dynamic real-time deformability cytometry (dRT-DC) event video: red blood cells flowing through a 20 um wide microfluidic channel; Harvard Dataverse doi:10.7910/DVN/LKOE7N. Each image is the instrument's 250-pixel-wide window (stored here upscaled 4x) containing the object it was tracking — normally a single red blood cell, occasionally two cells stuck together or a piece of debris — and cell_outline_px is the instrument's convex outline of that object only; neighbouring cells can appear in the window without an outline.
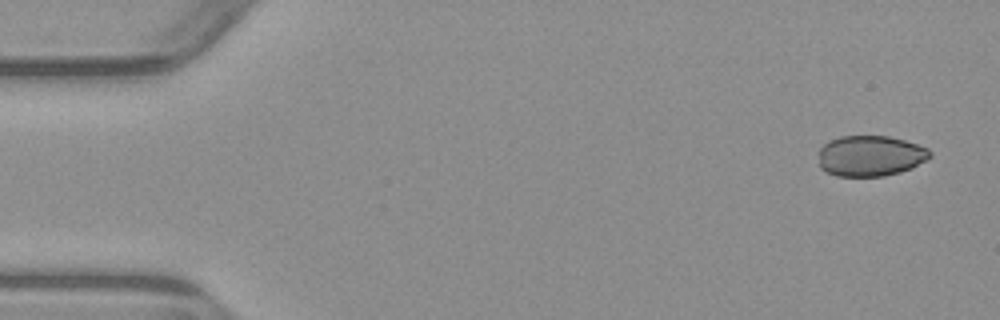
{"species": "common noctule bat (a hibernating species)", "species_latin": "Nyctalus noctula", "temperature_condition": "warm", "stored_images_in_passage": 6, "camera_frame_rate_fps": 3000, "um_per_image_px": 0.085, "animal": {"sex": "male", "body_mass_g": 23.1, "forearm_length_mm": 52.7}, "frame": {"image": 1, "passage_image": 1, "time_ms": 0.0, "image_size_px": [1000, 320], "cell_outline_px": [[932, 156], [912, 168], [900, 172], [884, 176], [836, 176], [820, 168], [820, 148], [828, 140], [840, 136], [888, 136], [904, 140], [928, 148], [932, 152]], "centroid_in_image_um": [73.99, 13.24], "position_along_channel_um": 11.0, "area_um2": 26.47}}
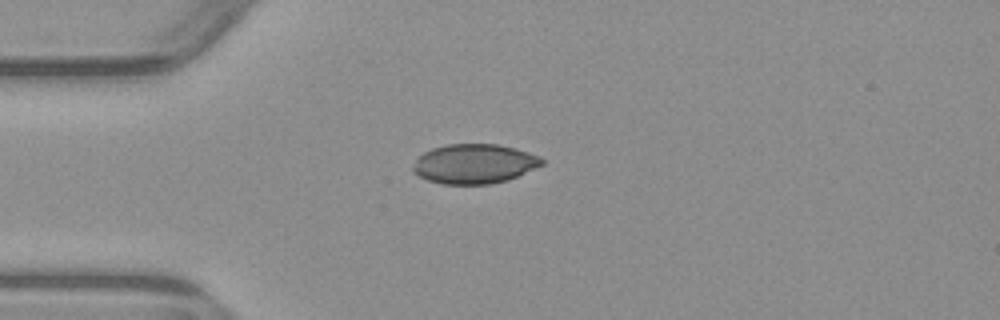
{"frame": {"image": 2, "passage_image": 4, "time_ms": 3.667, "image_size_px": [1000, 320], "cell_outline_px": [[544, 164], [508, 180], [488, 184], [440, 184], [428, 180], [412, 172], [412, 168], [416, 160], [424, 152], [432, 148], [448, 144], [500, 144], [516, 148], [540, 156], [544, 160]], "centroid_in_image_um": [40.32, 13.92], "position_along_channel_um": 44.7, "area_um2": 29.77}}
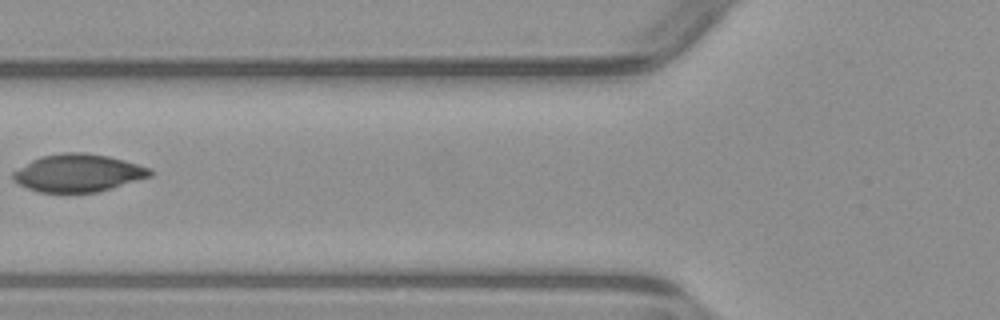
{"frame": {"image": 3, "passage_image": 6, "time_ms": 6.0, "image_size_px": [1000, 320], "cell_outline_px": [[156, 172], [152, 176], [112, 188], [96, 192], [40, 192], [28, 188], [12, 180], [12, 172], [32, 160], [40, 156], [60, 152], [84, 152], [108, 156], [124, 160], [152, 168]], "centroid_in_image_um": [6.67, 14.69], "position_along_channel_um": 119.1, "area_um2": 30.23}}